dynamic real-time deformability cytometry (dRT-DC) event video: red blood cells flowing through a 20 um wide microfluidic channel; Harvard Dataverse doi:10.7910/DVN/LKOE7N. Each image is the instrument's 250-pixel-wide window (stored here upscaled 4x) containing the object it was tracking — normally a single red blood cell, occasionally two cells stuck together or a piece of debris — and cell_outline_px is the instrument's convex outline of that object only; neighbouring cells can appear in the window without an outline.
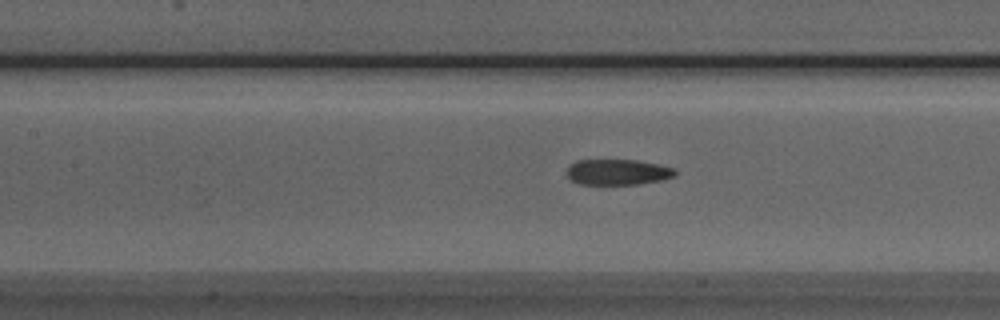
{"species": "Egyptian fruit bat (a non-hibernating species)", "species_latin": "Rousettus aegyptiacus", "temperature_condition": "room temperature", "stored_images_in_passage": 38, "camera_frame_rate_fps": 3000, "um_per_image_px": 0.085, "animal": {"sex": "male"}, "frame": {"image": 1, "passage_image": 9, "time_ms": 2.667, "image_size_px": [1000, 320], "cell_outline_px": [[676, 176], [664, 180], [640, 184], [580, 184], [572, 180], [568, 176], [568, 164], [576, 160], [636, 160], [676, 168]], "centroid_in_image_um": [52.54, 14.62], "position_along_channel_um": 154.9, "area_um2": 16.3}}
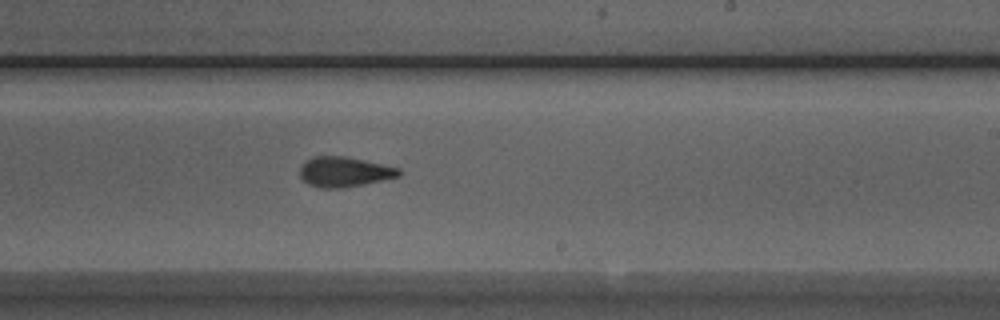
{"frame": {"image": 2, "passage_image": 17, "time_ms": 5.333, "image_size_px": [1000, 320], "cell_outline_px": [[404, 172], [400, 176], [364, 184], [340, 188], [320, 188], [308, 184], [300, 176], [300, 168], [304, 160], [312, 156], [344, 156], [364, 160], [400, 168]], "centroid_in_image_um": [29.27, 14.6], "position_along_channel_um": 259.7, "area_um2": 17.46}}
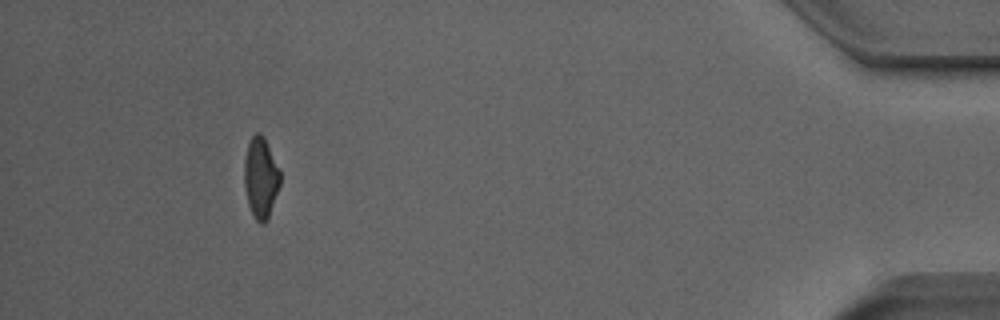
{"frame": {"image": 3, "passage_image": 34, "time_ms": 11.0, "image_size_px": [1000, 320], "cell_outline_px": [[280, 184], [268, 216], [264, 224], [260, 224], [256, 220], [248, 204], [244, 188], [244, 160], [248, 144], [252, 136], [256, 132], [260, 132], [264, 136], [280, 172]], "centroid_in_image_um": [22.14, 15.08], "position_along_channel_um": 413.1, "area_um2": 16.7}, "authors_computed_cell_mechanics": {"area_um2": 17.4845, "velocity_mm_per_s": 3.9428, "shape_relaxation_time_tau1_ms": null, "shape_relaxation_time_tau2_ms": 2.3797, "deformation_change_tau1": null, "deformation_change_tau2": 0.1067}}